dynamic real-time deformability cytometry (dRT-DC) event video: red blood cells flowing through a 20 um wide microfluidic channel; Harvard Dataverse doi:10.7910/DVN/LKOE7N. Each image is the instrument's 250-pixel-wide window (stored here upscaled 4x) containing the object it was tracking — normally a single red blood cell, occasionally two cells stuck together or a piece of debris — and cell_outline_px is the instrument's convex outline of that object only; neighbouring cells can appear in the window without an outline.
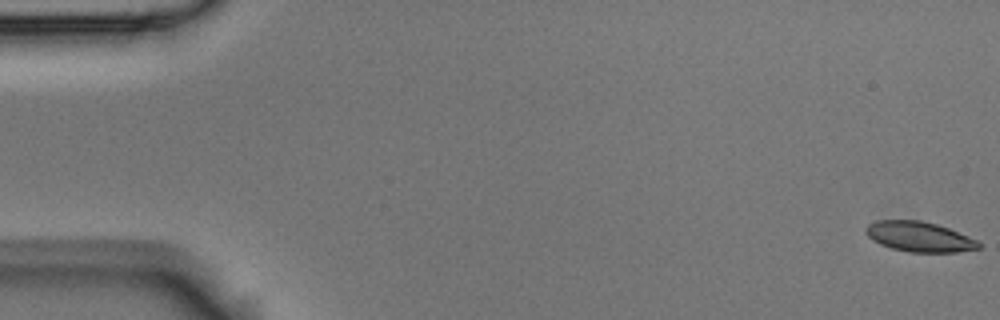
{"species": "Egyptian fruit bat (a non-hibernating species)", "species_latin": "Rousettus aegyptiacus", "temperature_condition": "room temperature", "stored_images_in_passage": 56, "camera_frame_rate_fps": 3000, "um_per_image_px": 0.085, "animal": {"sex": "male"}, "frame": {"image": 1, "passage_image": 1, "time_ms": 0.0, "image_size_px": [1000, 320], "cell_outline_px": [[980, 248], [956, 252], [908, 252], [892, 248], [880, 244], [872, 240], [864, 232], [864, 228], [868, 224], [876, 220], [920, 220], [936, 224], [948, 228], [968, 236], [976, 240], [980, 244]], "centroid_in_image_um": [78.09, 20.11], "position_along_channel_um": 6.9, "area_um2": 19.77}}
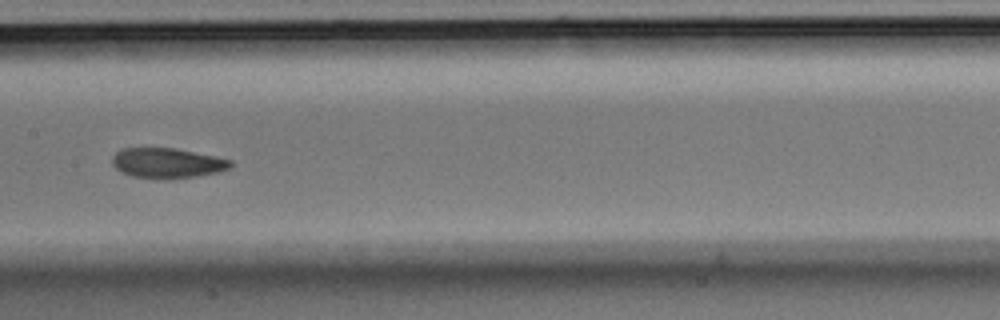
{"frame": {"image": 2, "passage_image": 28, "time_ms": 9.0, "image_size_px": [1000, 320], "cell_outline_px": [[232, 164], [228, 168], [216, 172], [196, 176], [168, 180], [164, 180], [132, 176], [120, 172], [112, 164], [112, 156], [120, 148], [176, 148], [232, 160]], "centroid_in_image_um": [14.16, 13.87], "position_along_channel_um": 193.2, "area_um2": 20.87}}
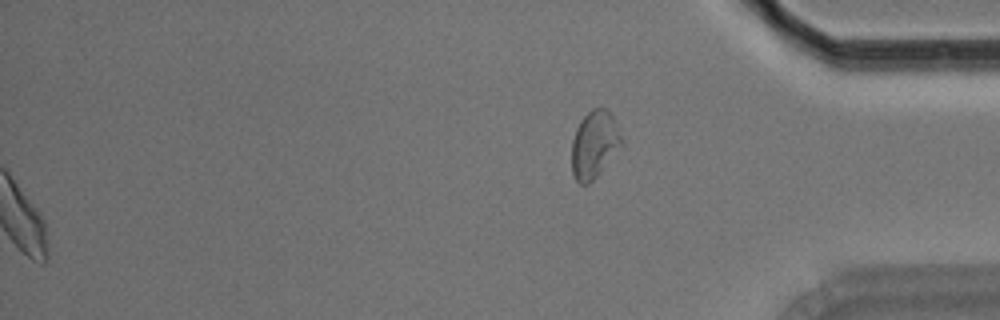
{"frame": {"image": 3, "passage_image": 56, "time_ms": 18.333, "image_size_px": [1000, 320], "cell_outline_px": [[624, 144], [600, 172], [588, 184], [580, 184], [576, 180], [572, 172], [572, 140], [576, 128], [580, 120], [592, 108], [604, 108], [612, 116]], "centroid_in_image_um": [50.51, 12.29], "position_along_channel_um": 384.7, "area_um2": 19.36}, "authors_computed_cell_mechanics": {"area_um2": 20.7502, "velocity_mm_per_s": 3.6818, "shape_relaxation_time_tau1_ms": 3.8293, "shape_relaxation_time_tau2_ms": 2.3503, "deformation_change_tau1": 0.0986, "deformation_change_tau2": 0.0665}}